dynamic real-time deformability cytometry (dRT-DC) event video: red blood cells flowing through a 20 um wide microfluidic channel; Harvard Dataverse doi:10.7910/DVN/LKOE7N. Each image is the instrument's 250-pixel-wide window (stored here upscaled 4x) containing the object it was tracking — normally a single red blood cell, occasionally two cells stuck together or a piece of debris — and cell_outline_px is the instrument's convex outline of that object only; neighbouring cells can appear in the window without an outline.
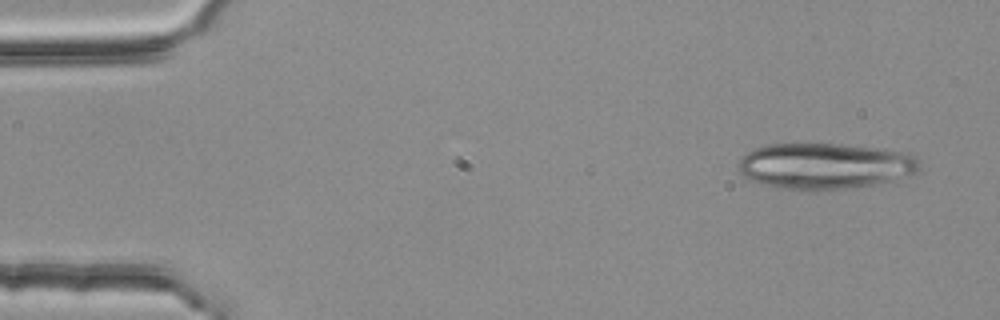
{"species": "common noctule bat (a hibernating species)", "species_latin": "Nyctalus noctula", "temperature_condition": "room temperature", "stored_images_in_passage": 3, "camera_frame_rate_fps": 3000, "um_per_image_px": 0.085, "animal": {"sex": "female", "body_mass_g": 25.1}, "frame": {"image": 1, "passage_image": 1, "time_ms": 0.0, "image_size_px": [1000, 320], "cell_outline_px": [[920, 168], [912, 176], [896, 180], [876, 184], [844, 188], [808, 192], [760, 184], [748, 180], [740, 176], [736, 164], [740, 156], [756, 148], [768, 144], [800, 140], [840, 144], [908, 152], [916, 160]], "centroid_in_image_um": [70.01, 14.09], "position_along_channel_um": 15.0, "area_um2": 50.23}}